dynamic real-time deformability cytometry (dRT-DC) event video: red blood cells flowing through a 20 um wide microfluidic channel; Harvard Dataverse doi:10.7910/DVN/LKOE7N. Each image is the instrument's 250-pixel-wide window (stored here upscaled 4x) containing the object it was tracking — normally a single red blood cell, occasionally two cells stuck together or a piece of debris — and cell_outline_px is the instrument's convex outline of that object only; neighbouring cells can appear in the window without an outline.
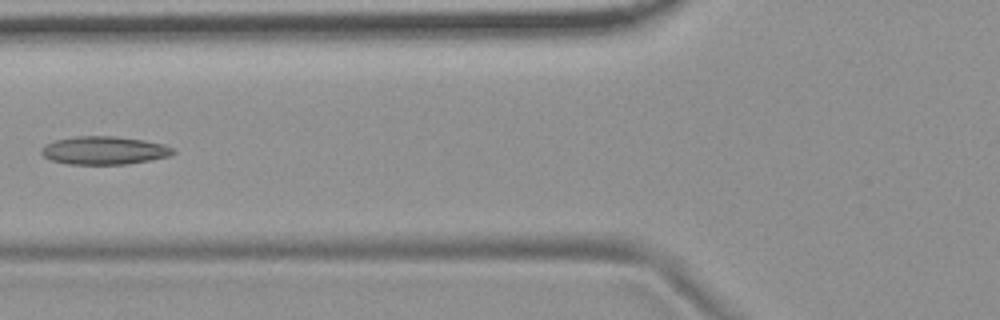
{"species": "common noctule bat (a hibernating species)", "species_latin": "Nyctalus noctula", "temperature_condition": "room temperature", "stored_images_in_passage": 6, "camera_frame_rate_fps": 3000, "um_per_image_px": 0.085, "animal": {"sex": "female", "body_mass_g": 19.9}, "frame": {"image": 1, "passage_image": 6, "time_ms": 5.667, "image_size_px": [1000, 320], "cell_outline_px": [[176, 152], [168, 156], [152, 160], [124, 164], [68, 164], [52, 160], [44, 156], [40, 152], [40, 148], [44, 144], [56, 140], [76, 136], [116, 136], [144, 140], [164, 144], [172, 148]], "centroid_in_image_um": [8.84, 12.78], "position_along_channel_um": 117.0, "area_um2": 21.62}}